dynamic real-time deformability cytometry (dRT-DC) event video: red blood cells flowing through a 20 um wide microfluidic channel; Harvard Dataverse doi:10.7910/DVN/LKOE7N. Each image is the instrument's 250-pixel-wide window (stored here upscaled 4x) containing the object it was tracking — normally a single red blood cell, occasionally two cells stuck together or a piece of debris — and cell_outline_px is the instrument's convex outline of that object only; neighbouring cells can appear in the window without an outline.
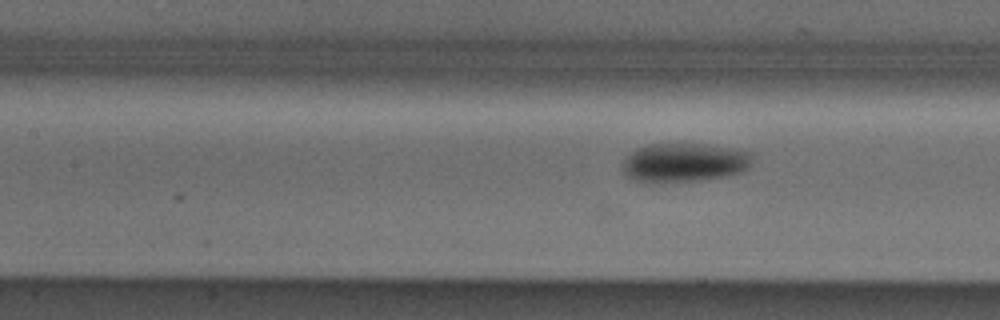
{"species": "Egyptian fruit bat (a non-hibernating species)", "species_latin": "Rousettus aegyptiacus", "temperature_condition": "cold", "stored_images_in_passage": 15, "camera_frame_rate_fps": 3000, "um_per_image_px": 0.085, "animal": {"sex": "male"}, "frame": {"image": 1, "passage_image": 12, "time_ms": 3.667, "image_size_px": [1000, 320], "cell_outline_px": [[752, 160], [748, 168], [740, 172], [720, 176], [692, 180], [648, 184], [644, 184], [632, 180], [624, 172], [624, 160], [636, 148], [648, 144], [708, 144], [732, 148], [748, 152]], "centroid_in_image_um": [58.09, 13.82], "position_along_channel_um": 149.3, "area_um2": 29.25}}